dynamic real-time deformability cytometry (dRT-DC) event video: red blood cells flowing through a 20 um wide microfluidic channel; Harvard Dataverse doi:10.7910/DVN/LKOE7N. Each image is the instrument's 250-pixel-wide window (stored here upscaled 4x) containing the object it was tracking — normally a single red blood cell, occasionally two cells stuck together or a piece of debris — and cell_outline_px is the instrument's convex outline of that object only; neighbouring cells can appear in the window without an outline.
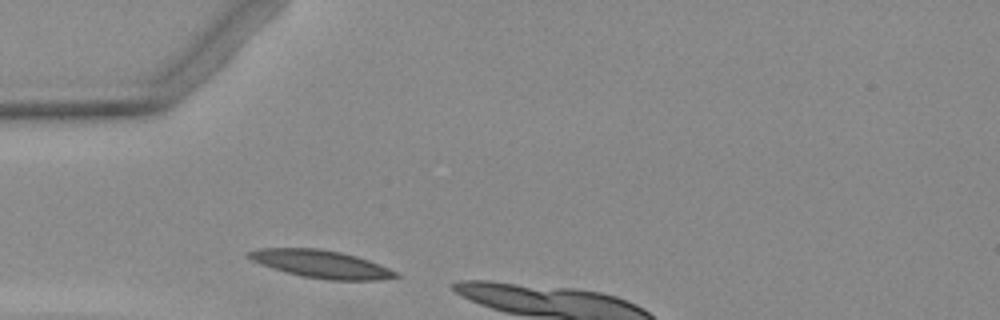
{"species": "Egyptian fruit bat (a non-hibernating species)", "species_latin": "Rousettus aegyptiacus", "temperature_condition": "warm", "stored_images_in_passage": 1, "camera_frame_rate_fps": 3000, "um_per_image_px": 0.085, "animal": {"sex": "female"}, "frame": {"image": 1, "passage_image": 1, "time_ms": 0.0, "image_size_px": [1000, 320], "cell_outline_px": [[400, 276], [380, 280], [328, 280], [300, 276], [284, 272], [260, 264], [244, 256], [248, 252], [260, 248], [320, 248], [340, 252], [356, 256], [368, 260], [400, 272]], "centroid_in_image_um": [27.29, 22.45], "position_along_channel_um": 57.7, "area_um2": 23.93}}